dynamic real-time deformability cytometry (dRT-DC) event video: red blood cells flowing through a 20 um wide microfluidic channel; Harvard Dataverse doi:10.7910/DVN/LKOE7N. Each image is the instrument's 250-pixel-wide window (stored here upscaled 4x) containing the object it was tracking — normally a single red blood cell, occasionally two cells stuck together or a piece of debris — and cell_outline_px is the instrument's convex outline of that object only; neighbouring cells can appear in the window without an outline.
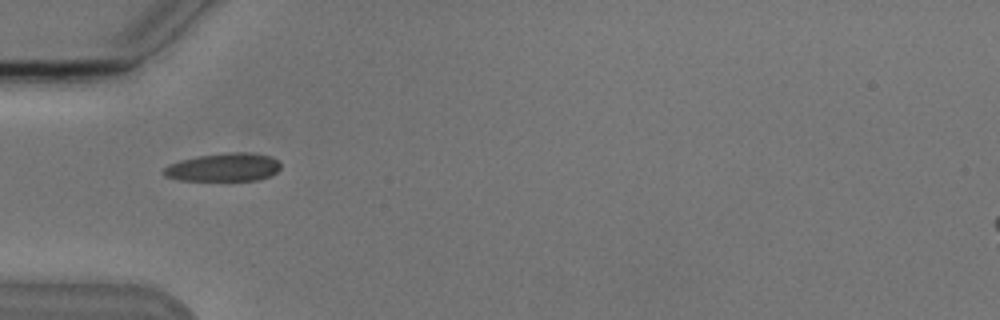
{"species": "Egyptian fruit bat (a non-hibernating species)", "species_latin": "Rousettus aegyptiacus", "temperature_condition": "cold", "stored_images_in_passage": 4, "camera_frame_rate_fps": 3000, "um_per_image_px": 0.085, "animal": {"sex": "male"}, "frame": {"image": 1, "passage_image": 2, "time_ms": 2.0, "image_size_px": [1000, 320], "cell_outline_px": [[280, 168], [276, 172], [268, 176], [256, 180], [180, 180], [164, 176], [160, 172], [168, 164], [180, 160], [196, 156], [228, 152], [252, 152], [268, 156], [276, 160], [280, 164]], "centroid_in_image_um": [18.95, 14.21], "position_along_channel_um": 66.1, "area_um2": 19.25}}
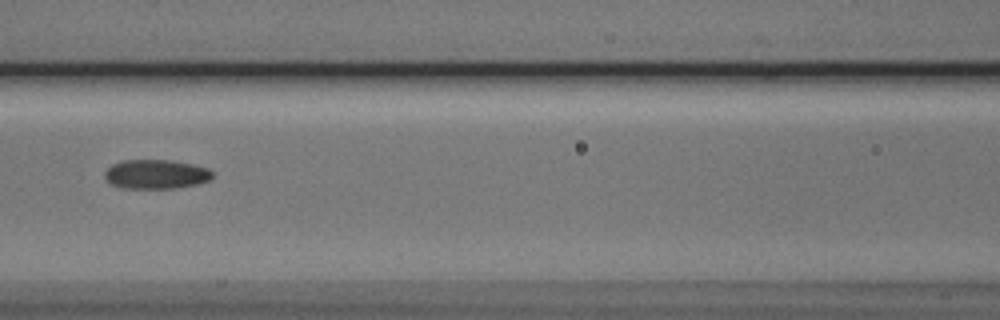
{"frame": {"image": 2, "passage_image": 4, "time_ms": 4.333, "image_size_px": [1000, 320], "cell_outline_px": [[212, 176], [208, 180], [196, 184], [176, 188], [120, 188], [112, 184], [104, 176], [104, 172], [112, 164], [124, 160], [172, 160], [192, 164], [208, 168], [212, 172]], "centroid_in_image_um": [13.24, 14.8], "position_along_channel_um": 153.4, "area_um2": 18.26}}